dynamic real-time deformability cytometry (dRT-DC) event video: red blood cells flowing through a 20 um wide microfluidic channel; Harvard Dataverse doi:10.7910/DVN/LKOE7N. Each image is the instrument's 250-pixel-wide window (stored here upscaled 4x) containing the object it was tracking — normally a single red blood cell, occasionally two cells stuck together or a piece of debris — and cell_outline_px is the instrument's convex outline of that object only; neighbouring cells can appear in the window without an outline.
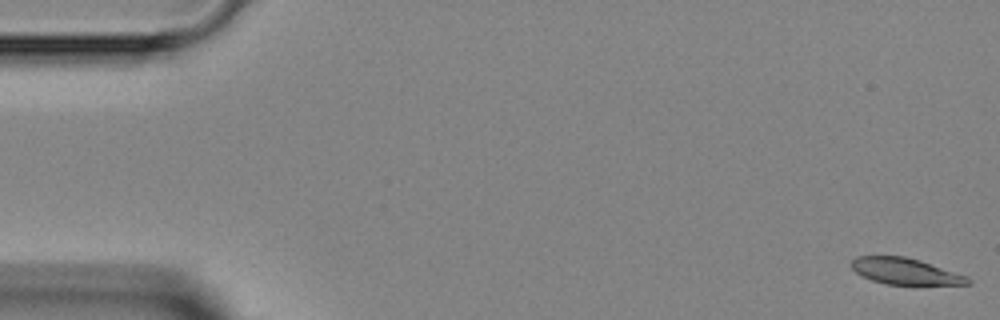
{"species": "Egyptian fruit bat (a non-hibernating species)", "species_latin": "Rousettus aegyptiacus", "temperature_condition": "room temperature", "stored_images_in_passage": 4, "camera_frame_rate_fps": 3000, "um_per_image_px": 0.085, "animal": {"sex": "female"}, "frame": {"image": 1, "passage_image": 1, "time_ms": 0.0, "image_size_px": [1000, 320], "cell_outline_px": [[972, 284], [912, 288], [884, 284], [860, 276], [852, 268], [852, 260], [856, 256], [904, 256], [920, 260], [968, 276], [972, 280]], "centroid_in_image_um": [77.05, 23.13], "position_along_channel_um": 8.0, "area_um2": 19.07}}
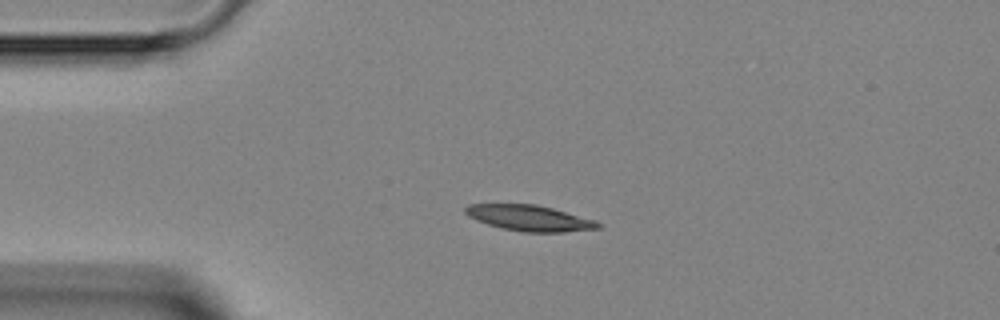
{"frame": {"image": 2, "passage_image": 4, "time_ms": 3.333, "image_size_px": [1000, 320], "cell_outline_px": [[600, 228], [564, 232], [524, 232], [500, 228], [476, 220], [468, 216], [464, 212], [464, 208], [468, 204], [536, 204], [552, 208], [596, 220], [600, 224]], "centroid_in_image_um": [44.98, 18.53], "position_along_channel_um": 40.0, "area_um2": 19.94}}